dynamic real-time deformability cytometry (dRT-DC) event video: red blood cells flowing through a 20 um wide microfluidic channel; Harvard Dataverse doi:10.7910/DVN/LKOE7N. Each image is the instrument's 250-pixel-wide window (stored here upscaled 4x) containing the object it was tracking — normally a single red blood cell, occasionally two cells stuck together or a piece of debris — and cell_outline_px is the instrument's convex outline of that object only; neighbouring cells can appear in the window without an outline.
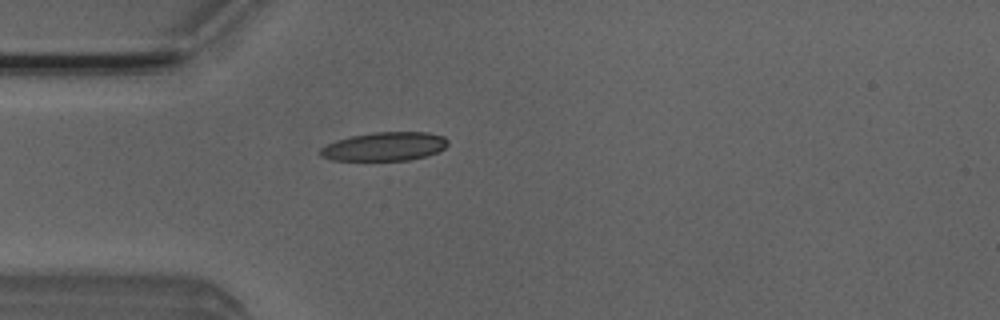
{"species": "Egyptian fruit bat (a non-hibernating species)", "species_latin": "Rousettus aegyptiacus", "temperature_condition": "room temperature", "stored_images_in_passage": 4, "camera_frame_rate_fps": 3000, "um_per_image_px": 0.085, "animal": {"sex": "male"}, "frame": {"image": 1, "passage_image": 4, "time_ms": 1.0, "image_size_px": [1000, 320], "cell_outline_px": [[448, 144], [444, 148], [436, 152], [424, 156], [408, 160], [332, 160], [320, 156], [320, 148], [336, 140], [352, 136], [372, 132], [428, 132], [444, 136], [448, 140]], "centroid_in_image_um": [32.69, 12.44], "position_along_channel_um": 52.3, "area_um2": 21.21}}